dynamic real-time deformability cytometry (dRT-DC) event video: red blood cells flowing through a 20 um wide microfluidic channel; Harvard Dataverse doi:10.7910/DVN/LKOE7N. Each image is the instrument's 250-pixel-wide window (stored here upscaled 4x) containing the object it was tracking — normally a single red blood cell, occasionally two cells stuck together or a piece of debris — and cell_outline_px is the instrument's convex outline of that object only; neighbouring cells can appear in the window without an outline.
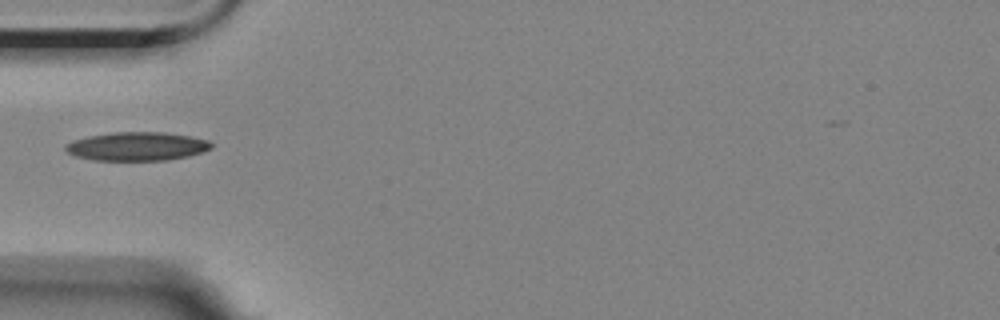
{"species": "Egyptian fruit bat (a non-hibernating species)", "species_latin": "Rousettus aegyptiacus", "temperature_condition": "room temperature", "stored_images_in_passage": 3, "camera_frame_rate_fps": 3000, "um_per_image_px": 0.085, "animal": {"sex": "female"}, "frame": {"image": 1, "passage_image": 3, "time_ms": 2.333, "image_size_px": [1000, 320], "cell_outline_px": [[212, 148], [204, 152], [188, 156], [168, 160], [92, 160], [76, 156], [68, 152], [64, 148], [64, 144], [72, 140], [88, 136], [112, 132], [164, 132], [188, 136], [208, 140], [212, 144]], "centroid_in_image_um": [11.63, 12.44], "position_along_channel_um": 73.4, "area_um2": 24.39}}